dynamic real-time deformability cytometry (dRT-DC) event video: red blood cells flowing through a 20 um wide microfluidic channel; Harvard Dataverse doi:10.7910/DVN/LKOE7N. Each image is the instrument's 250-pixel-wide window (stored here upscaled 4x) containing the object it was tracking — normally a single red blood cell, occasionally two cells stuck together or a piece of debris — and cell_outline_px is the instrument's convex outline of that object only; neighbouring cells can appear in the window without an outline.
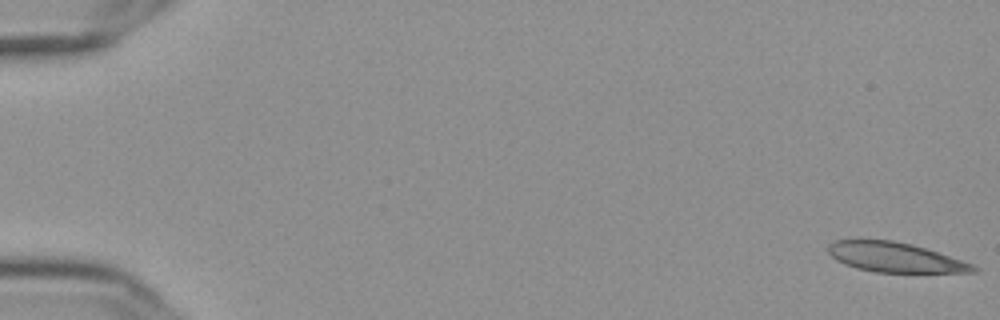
{"species": "Egyptian fruit bat (a non-hibernating species)", "species_latin": "Rousettus aegyptiacus", "temperature_condition": "cold", "stored_images_in_passage": 56, "camera_frame_rate_fps": 3000, "um_per_image_px": 0.085, "frame": {"image": 1, "passage_image": 1, "time_ms": 0.0, "image_size_px": [1000, 320], "cell_outline_px": [[980, 268], [976, 272], [876, 272], [856, 268], [844, 264], [836, 260], [828, 252], [828, 244], [836, 240], [892, 240], [912, 244], [972, 264]], "centroid_in_image_um": [76.04, 21.87], "position_along_channel_um": 9.0, "area_um2": 24.8}}
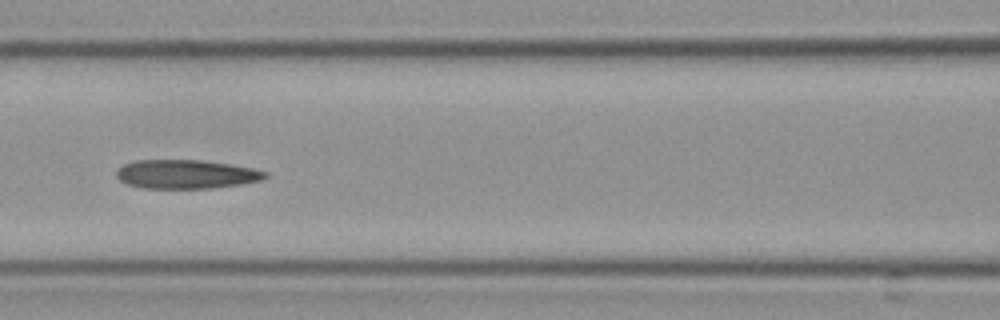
{"frame": {"image": 2, "passage_image": 26, "time_ms": 8.333, "image_size_px": [1000, 320], "cell_outline_px": [[268, 176], [260, 180], [244, 184], [212, 188], [140, 188], [128, 184], [120, 180], [116, 176], [116, 172], [124, 164], [136, 160], [200, 160], [228, 164], [252, 168], [268, 172]], "centroid_in_image_um": [15.83, 14.81], "position_along_channel_um": 150.8, "area_um2": 24.97}}
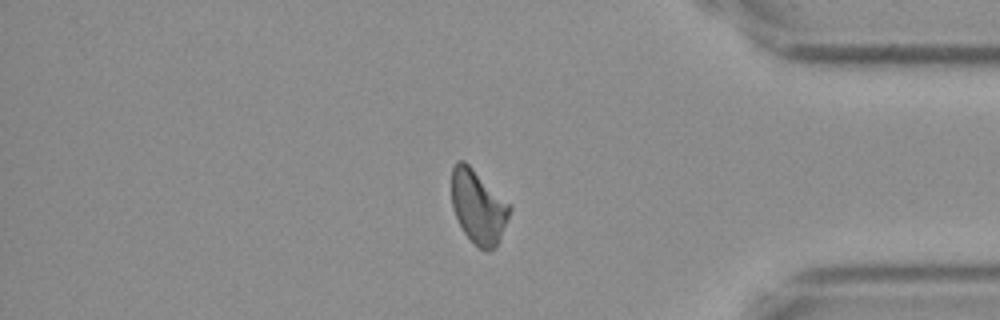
{"frame": {"image": 3, "passage_image": 48, "time_ms": 15.667, "image_size_px": [1000, 320], "cell_outline_px": [[512, 208], [496, 248], [488, 252], [484, 252], [464, 232], [452, 208], [452, 168], [456, 160], [464, 160]], "centroid_in_image_um": [40.63, 17.6], "position_along_channel_um": 394.6, "area_um2": 24.33}, "authors_computed_cell_mechanics": {"area_um2": 25.5765, "velocity_mm_per_s": 3.6229, "shape_relaxation_time_tau1_ms": null, "shape_relaxation_time_tau2_ms": 3.9459, "deformation_change_tau1": null, "deformation_change_tau2": 0.1324}}